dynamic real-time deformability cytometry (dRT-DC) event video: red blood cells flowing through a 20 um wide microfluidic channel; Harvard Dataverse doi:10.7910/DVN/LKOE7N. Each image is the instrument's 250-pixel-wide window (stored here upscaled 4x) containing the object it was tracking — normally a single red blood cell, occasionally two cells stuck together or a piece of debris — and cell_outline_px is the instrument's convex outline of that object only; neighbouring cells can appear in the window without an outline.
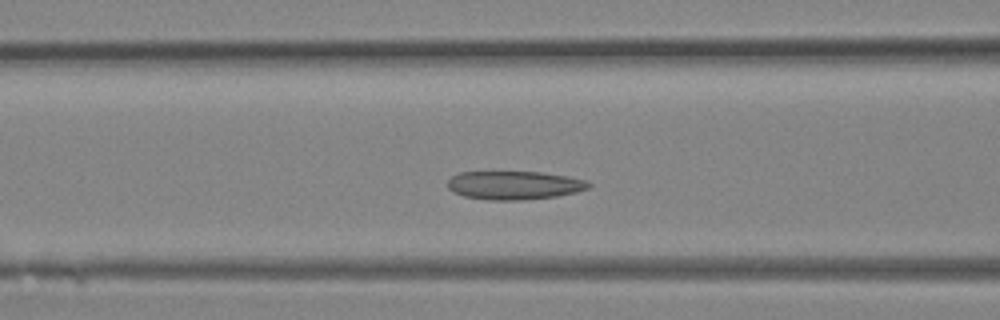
{"species": "Egyptian fruit bat (a non-hibernating species)", "species_latin": "Rousettus aegyptiacus", "temperature_condition": "room temperature", "stored_images_in_passage": 19, "camera_frame_rate_fps": 3000, "um_per_image_px": 0.085, "animal": {"sex": "female"}, "frame": {"image": 1, "passage_image": 11, "time_ms": 3.333, "image_size_px": [1000, 320], "cell_outline_px": [[592, 184], [588, 188], [576, 192], [556, 196], [520, 200], [488, 200], [464, 196], [452, 192], [448, 188], [448, 180], [452, 176], [460, 172], [540, 172], [568, 176], [588, 180]], "centroid_in_image_um": [43.72, 15.74], "position_along_channel_um": 122.9, "area_um2": 23.47}}